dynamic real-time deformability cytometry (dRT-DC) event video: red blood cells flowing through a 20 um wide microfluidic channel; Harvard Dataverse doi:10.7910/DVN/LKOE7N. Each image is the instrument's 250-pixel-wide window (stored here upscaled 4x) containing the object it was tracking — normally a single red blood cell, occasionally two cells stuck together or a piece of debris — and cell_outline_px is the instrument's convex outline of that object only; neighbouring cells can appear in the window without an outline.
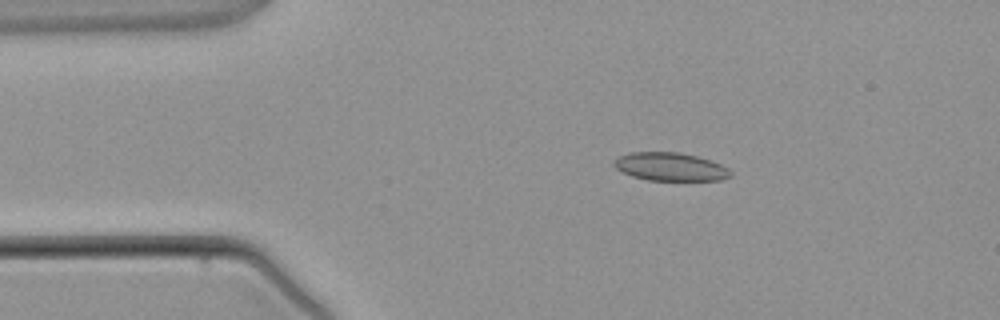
{"species": "common noctule bat (a hibernating species)", "species_latin": "Nyctalus noctula", "temperature_condition": "warm", "stored_images_in_passage": 3, "camera_frame_rate_fps": 3000, "um_per_image_px": 0.085, "animal": {"sex": "male", "body_mass_g": 21.5, "forearm_length_mm": 52.0}, "frame": {"image": 1, "passage_image": 2, "time_ms": 2.0, "image_size_px": [1000, 320], "cell_outline_px": [[732, 176], [720, 180], [648, 180], [632, 176], [616, 168], [612, 164], [620, 156], [632, 152], [680, 152], [696, 156], [720, 164], [728, 168], [732, 172]], "centroid_in_image_um": [57.0, 14.17], "position_along_channel_um": 28.0, "area_um2": 18.96}}